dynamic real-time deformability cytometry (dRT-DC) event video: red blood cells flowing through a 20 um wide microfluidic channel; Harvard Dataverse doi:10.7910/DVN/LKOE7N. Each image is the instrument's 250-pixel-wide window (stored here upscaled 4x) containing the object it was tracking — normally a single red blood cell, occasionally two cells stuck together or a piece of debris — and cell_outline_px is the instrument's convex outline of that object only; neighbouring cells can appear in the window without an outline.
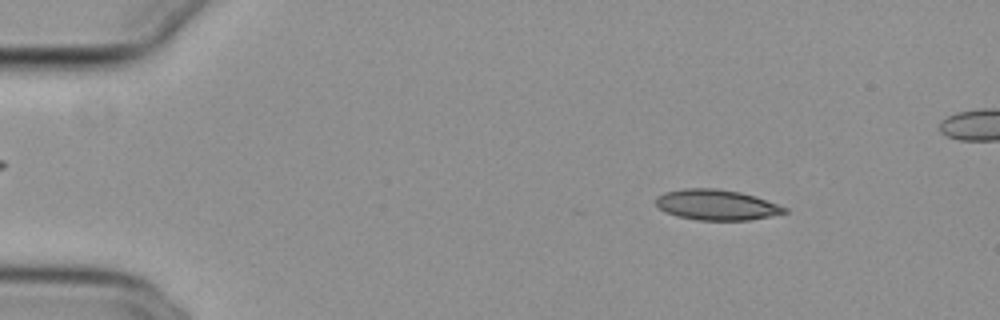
{"species": "common noctule bat (a hibernating species)", "species_latin": "Nyctalus noctula", "temperature_condition": "cold", "stored_images_in_passage": 13, "camera_frame_rate_fps": 3000, "um_per_image_px": 0.085, "animal": {"sex": "female", "body_mass_g": 29.2, "forearm_length_mm": 56.3}, "frame": {"image": 1, "passage_image": 7, "time_ms": 2.0, "image_size_px": [1000, 320], "cell_outline_px": [[788, 212], [772, 216], [748, 220], [696, 220], [676, 216], [664, 212], [656, 204], [656, 196], [664, 192], [684, 188], [716, 188], [740, 192], [756, 196], [788, 208]], "centroid_in_image_um": [60.9, 17.41], "position_along_channel_um": 24.1, "area_um2": 23.06}}